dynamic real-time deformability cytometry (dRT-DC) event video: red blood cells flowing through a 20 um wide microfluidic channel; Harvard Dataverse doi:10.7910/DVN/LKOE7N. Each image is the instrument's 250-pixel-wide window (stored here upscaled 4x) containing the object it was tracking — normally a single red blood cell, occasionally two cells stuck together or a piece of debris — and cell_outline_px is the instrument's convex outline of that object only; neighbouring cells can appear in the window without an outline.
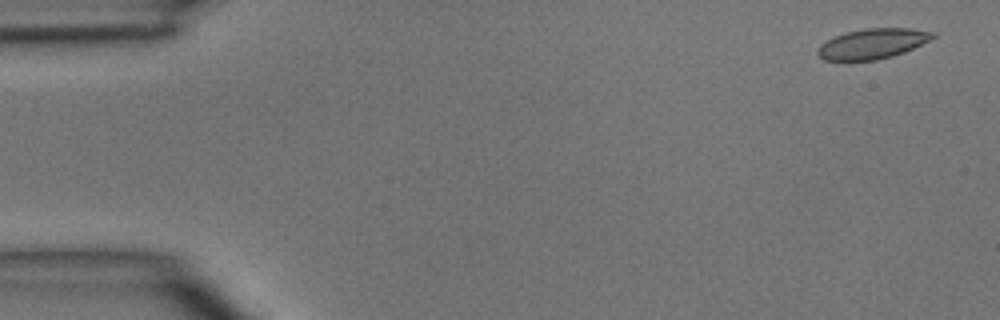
{"species": "common noctule bat (a hibernating species)", "species_latin": "Nyctalus noctula", "temperature_condition": "room temperature", "stored_images_in_passage": 5, "camera_frame_rate_fps": 3000, "um_per_image_px": 0.085, "animal": {"sex": "male", "body_mass_g": 15.6}, "frame": {"image": 1, "passage_image": 1, "time_ms": 0.0, "image_size_px": [1000, 320], "cell_outline_px": [[936, 36], [932, 40], [904, 52], [892, 56], [876, 60], [824, 60], [816, 52], [820, 44], [844, 32], [868, 28], [908, 28], [936, 32]], "centroid_in_image_um": [74.21, 3.71], "position_along_channel_um": 10.8, "area_um2": 20.23}}
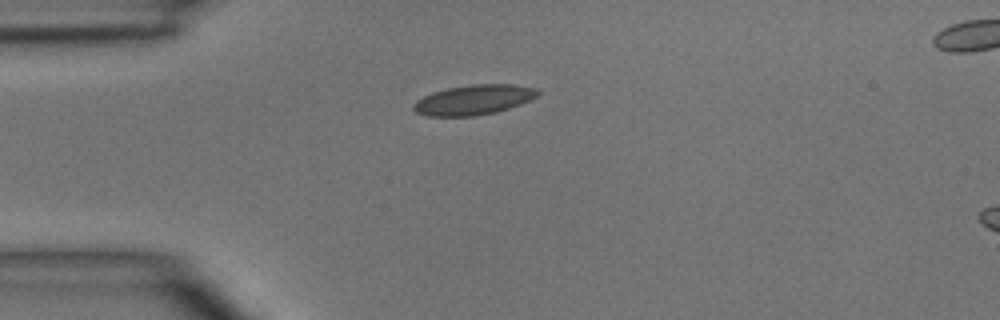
{"frame": {"image": 2, "passage_image": 4, "time_ms": 3.333, "image_size_px": [1000, 320], "cell_outline_px": [[540, 92], [536, 96], [520, 104], [496, 112], [476, 116], [428, 116], [416, 112], [412, 108], [412, 104], [416, 100], [432, 92], [448, 88], [472, 84], [512, 84], [536, 88]], "centroid_in_image_um": [40.23, 8.48], "position_along_channel_um": 44.8, "area_um2": 21.62}}